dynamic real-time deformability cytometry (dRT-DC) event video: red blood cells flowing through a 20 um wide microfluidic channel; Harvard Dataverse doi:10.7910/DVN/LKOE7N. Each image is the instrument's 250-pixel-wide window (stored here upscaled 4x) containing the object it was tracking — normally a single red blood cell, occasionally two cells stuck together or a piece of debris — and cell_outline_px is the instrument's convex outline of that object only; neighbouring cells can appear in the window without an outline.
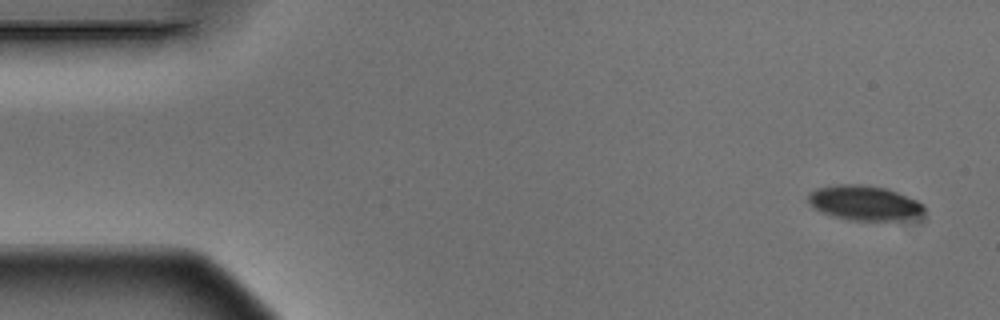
{"species": "Egyptian fruit bat (a non-hibernating species)", "species_latin": "Rousettus aegyptiacus", "temperature_condition": "warm", "stored_images_in_passage": 4, "camera_frame_rate_fps": 3000, "um_per_image_px": 0.085, "animal": {"sex": "male"}, "frame": {"image": 1, "passage_image": 1, "time_ms": 0.0, "image_size_px": [1000, 320], "cell_outline_px": [[924, 216], [896, 220], [852, 220], [832, 216], [820, 212], [808, 200], [808, 192], [816, 188], [836, 184], [860, 184], [884, 188], [896, 192], [916, 200], [924, 204]], "centroid_in_image_um": [73.47, 17.25], "position_along_channel_um": 11.5, "area_um2": 23.47}}
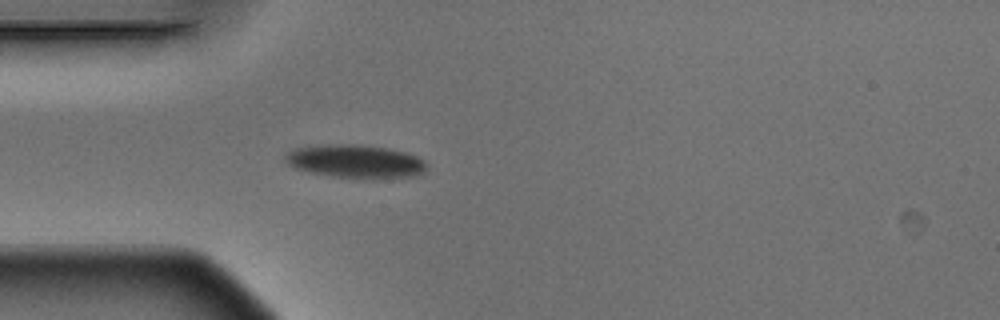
{"frame": {"image": 2, "passage_image": 4, "time_ms": 1.0, "image_size_px": [1000, 320], "cell_outline_px": [[428, 168], [424, 172], [416, 176], [332, 176], [312, 172], [296, 168], [288, 164], [284, 160], [284, 156], [288, 152], [296, 148], [324, 144], [356, 144], [388, 148], [404, 152], [416, 156], [424, 160], [428, 164]], "centroid_in_image_um": [30.2, 13.67], "position_along_channel_um": 54.8, "area_um2": 26.65}}